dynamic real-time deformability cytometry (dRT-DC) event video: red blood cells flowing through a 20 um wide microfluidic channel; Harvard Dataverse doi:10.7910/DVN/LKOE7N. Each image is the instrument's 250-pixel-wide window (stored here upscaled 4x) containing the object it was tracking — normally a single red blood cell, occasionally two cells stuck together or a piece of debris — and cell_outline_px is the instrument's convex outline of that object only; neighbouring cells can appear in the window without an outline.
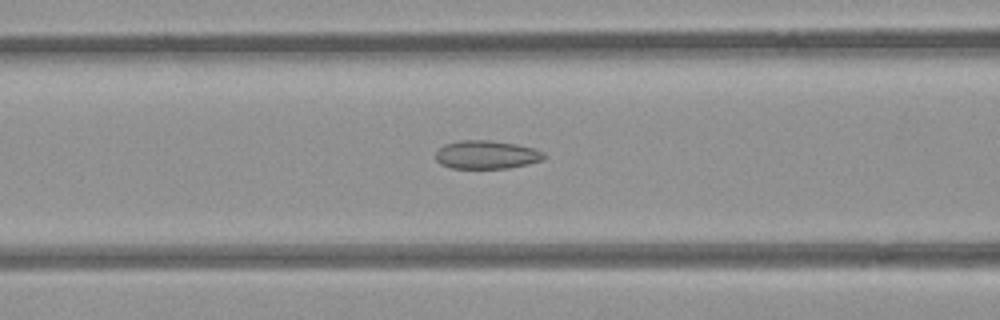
{"species": "common noctule bat (a hibernating species)", "species_latin": "Nyctalus noctula", "temperature_condition": "room temperature", "stored_images_in_passage": 54, "camera_frame_rate_fps": 3000, "um_per_image_px": 0.085, "animal": {"sex": "female", "body_mass_g": 21.9}, "frame": {"image": 1, "passage_image": 22, "time_ms": 7.0, "image_size_px": [1000, 320], "cell_outline_px": [[548, 156], [544, 160], [528, 164], [508, 168], [452, 168], [440, 164], [436, 160], [436, 152], [444, 144], [460, 140], [488, 140], [516, 144], [532, 148], [544, 152]], "centroid_in_image_um": [41.37, 13.15], "position_along_channel_um": 125.2, "area_um2": 17.98}}
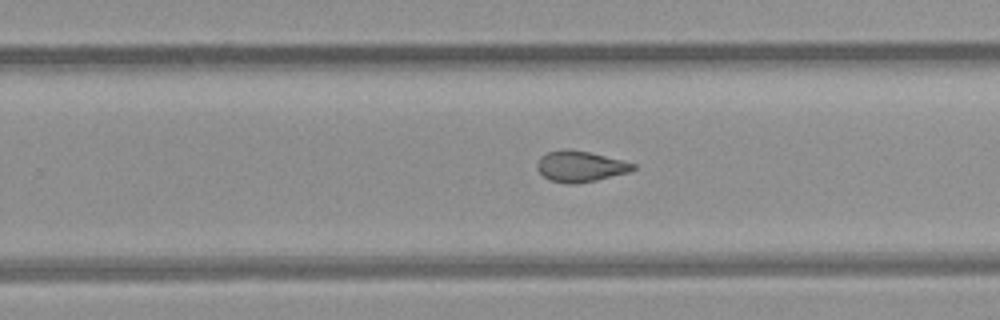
{"frame": {"image": 2, "passage_image": 34, "time_ms": 11.0, "image_size_px": [1000, 320], "cell_outline_px": [[636, 168], [628, 172], [596, 180], [576, 184], [568, 184], [548, 180], [536, 168], [536, 164], [540, 156], [548, 152], [564, 148], [568, 148], [588, 152], [636, 164]], "centroid_in_image_um": [49.27, 14.14], "position_along_channel_um": 280.5, "area_um2": 17.22}}
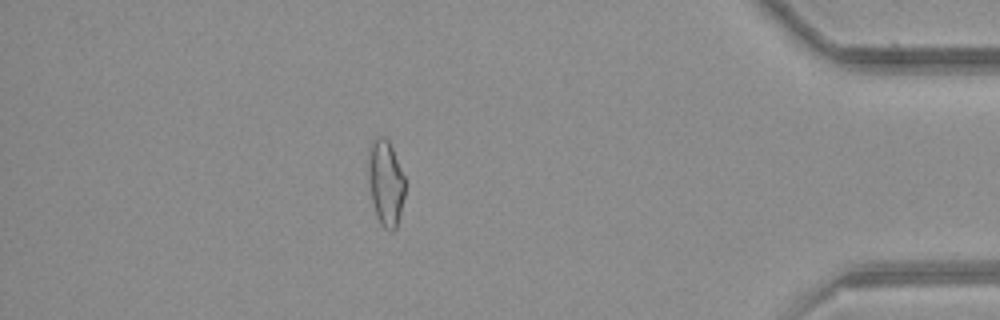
{"frame": {"image": 3, "passage_image": 47, "time_ms": 15.333, "image_size_px": [1000, 320], "cell_outline_px": [[404, 196], [396, 228], [392, 232], [384, 228], [380, 224], [376, 216], [372, 200], [368, 180], [368, 148], [372, 140], [376, 136], [384, 136], [388, 140], [392, 148], [404, 176]], "centroid_in_image_um": [32.75, 15.51], "position_along_channel_um": 402.4, "area_um2": 18.38}, "authors_computed_cell_mechanics": {"area_um2": 18.6983, "velocity_mm_per_s": 3.8826, "shape_relaxation_time_tau1_ms": null, "shape_relaxation_time_tau2_ms": 1.7909, "deformation_change_tau1": null, "deformation_change_tau2": 0.0837}}